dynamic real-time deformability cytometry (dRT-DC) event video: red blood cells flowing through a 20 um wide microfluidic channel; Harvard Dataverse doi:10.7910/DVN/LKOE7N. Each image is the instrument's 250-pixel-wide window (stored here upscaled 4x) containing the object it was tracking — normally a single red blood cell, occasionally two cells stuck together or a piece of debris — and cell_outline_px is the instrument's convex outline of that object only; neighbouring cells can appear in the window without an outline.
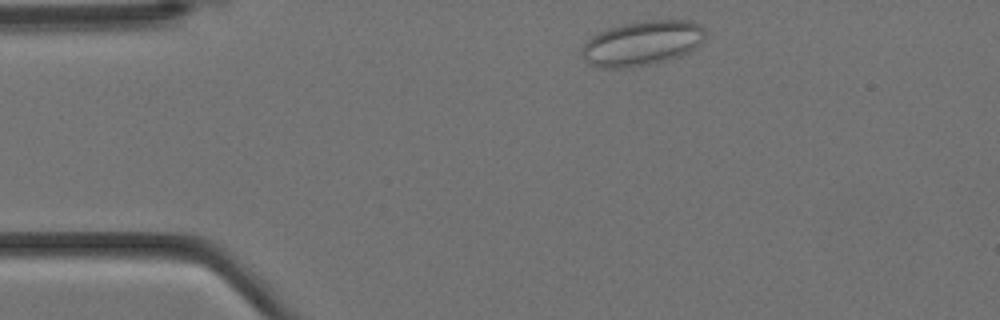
{"species": "Egyptian fruit bat (a non-hibernating species)", "species_latin": "Rousettus aegyptiacus", "temperature_condition": "cold", "stored_images_in_passage": 6, "camera_frame_rate_fps": 3000, "um_per_image_px": 0.085, "animal": {"sex": "female"}, "frame": {"image": 1, "passage_image": 1, "time_ms": 0.0, "image_size_px": [1000, 320], "cell_outline_px": [[704, 40], [696, 48], [680, 56], [648, 64], [624, 68], [600, 68], [588, 64], [580, 56], [580, 52], [584, 44], [592, 36], [608, 28], [624, 24], [648, 20], [688, 20], [700, 24], [704, 28]], "centroid_in_image_um": [54.56, 3.68], "position_along_channel_um": 30.4, "area_um2": 32.19}}